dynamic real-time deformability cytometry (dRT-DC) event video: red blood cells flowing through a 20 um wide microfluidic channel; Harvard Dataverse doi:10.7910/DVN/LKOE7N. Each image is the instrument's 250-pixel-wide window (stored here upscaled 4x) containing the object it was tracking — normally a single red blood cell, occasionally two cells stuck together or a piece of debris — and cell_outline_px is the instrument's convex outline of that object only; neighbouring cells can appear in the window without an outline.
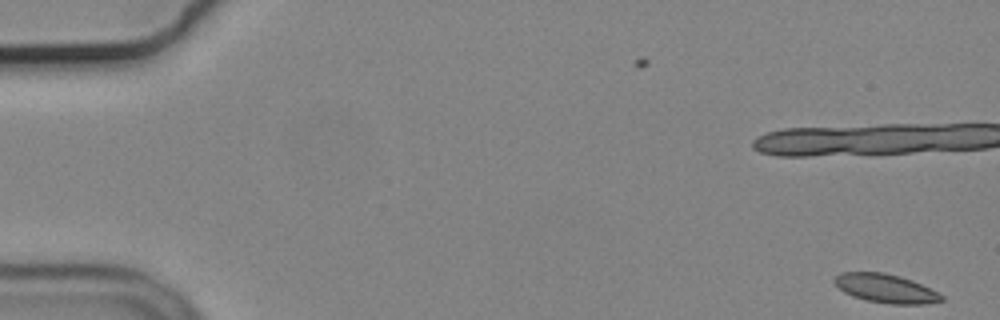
{"species": "common noctule bat (a hibernating species)", "species_latin": "Nyctalus noctula", "temperature_condition": "cold", "stored_images_in_passage": 9, "camera_frame_rate_fps": 3000, "um_per_image_px": 0.085, "animal": {"sex": "male", "body_mass_g": 19.2, "forearm_length_mm": 51.8}, "frame": {"image": 1, "passage_image": 9, "time_ms": 2.667, "image_size_px": [1000, 320], "cell_outline_px": [[944, 300], [924, 304], [892, 304], [868, 300], [852, 296], [844, 292], [832, 280], [840, 272], [884, 272], [900, 276], [912, 280], [944, 296]], "centroid_in_image_um": [75.27, 24.51], "position_along_channel_um": 9.7, "area_um2": 17.74}}